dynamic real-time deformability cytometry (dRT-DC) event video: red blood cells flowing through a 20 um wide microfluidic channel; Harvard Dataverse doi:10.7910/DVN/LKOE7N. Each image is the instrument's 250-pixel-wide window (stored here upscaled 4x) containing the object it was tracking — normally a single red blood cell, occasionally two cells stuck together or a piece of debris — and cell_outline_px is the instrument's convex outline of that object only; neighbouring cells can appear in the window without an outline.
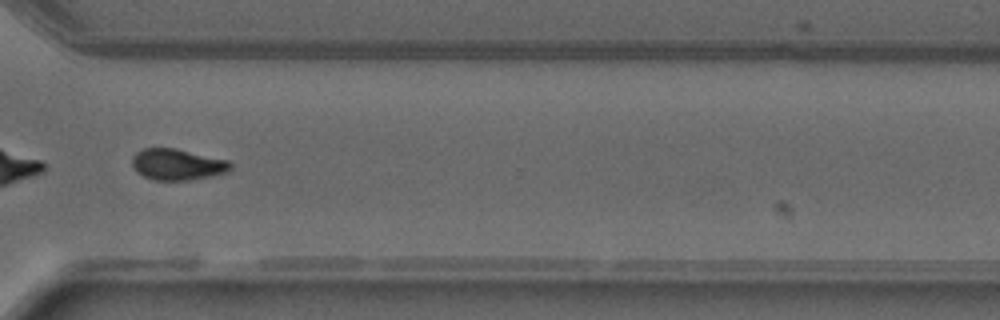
{"species": "common noctule bat (a hibernating species)", "species_latin": "Nyctalus noctula", "temperature_condition": "warm", "stored_images_in_passage": 48, "camera_frame_rate_fps": 3000, "um_per_image_px": 0.085, "animal": {"sex": "male", "forearm_length_mm": 52.5}, "frame": {"image": 1, "passage_image": 35, "time_ms": 11.333, "image_size_px": [1000, 320], "cell_outline_px": [[232, 168], [228, 172], [212, 176], [188, 180], [152, 180], [136, 172], [132, 164], [132, 156], [136, 152], [144, 148], [176, 148], [228, 160], [232, 164]], "centroid_in_image_um": [15.08, 13.98], "position_along_channel_um": 355.5, "area_um2": 18.03}}
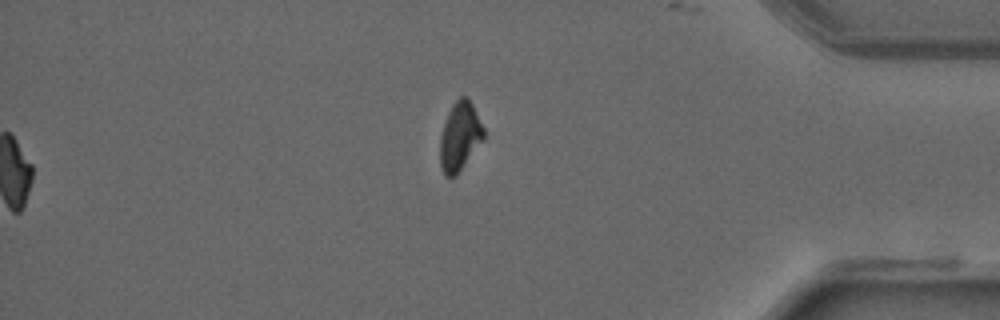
{"frame": {"image": 2, "passage_image": 48, "time_ms": 15.667, "image_size_px": [1000, 320], "cell_outline_px": [[484, 140], [456, 176], [444, 176], [440, 164], [440, 136], [448, 112], [452, 104], [460, 96], [464, 96], [472, 104], [484, 128]], "centroid_in_image_um": [39.08, 11.62], "position_along_channel_um": 396.1, "area_um2": 17.46}}